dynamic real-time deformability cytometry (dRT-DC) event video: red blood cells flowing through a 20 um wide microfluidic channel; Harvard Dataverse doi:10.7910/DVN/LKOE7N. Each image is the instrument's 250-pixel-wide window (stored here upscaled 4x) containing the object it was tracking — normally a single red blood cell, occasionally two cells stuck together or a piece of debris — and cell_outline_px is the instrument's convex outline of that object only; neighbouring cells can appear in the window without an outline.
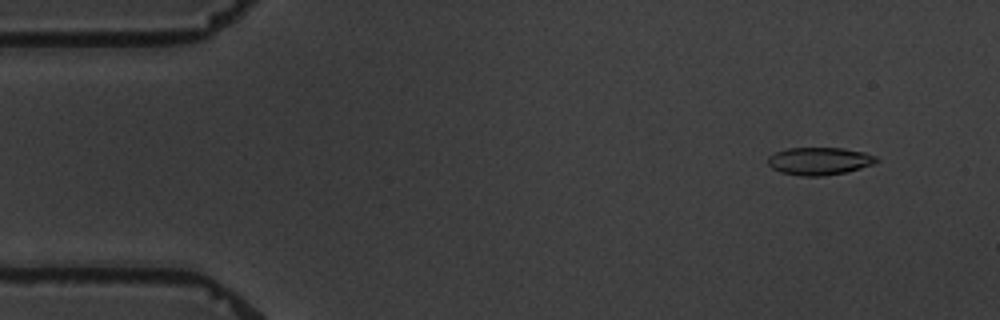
{"species": "common noctule bat (a hibernating species)", "species_latin": "Nyctalus noctula", "temperature_condition": "warm", "stored_images_in_passage": 5, "camera_frame_rate_fps": 3000, "um_per_image_px": 0.085, "animal": {"sex": "male", "body_mass_g": 19.5, "forearm_length_mm": 54.6}, "frame": {"image": 1, "passage_image": 2, "time_ms": 1.333, "image_size_px": [1000, 320], "cell_outline_px": [[880, 160], [872, 164], [860, 168], [844, 172], [824, 176], [800, 176], [780, 172], [772, 168], [768, 164], [768, 156], [776, 152], [788, 148], [844, 148], [864, 152], [876, 156]], "centroid_in_image_um": [69.63, 13.69], "position_along_channel_um": 15.4, "area_um2": 17.46}}
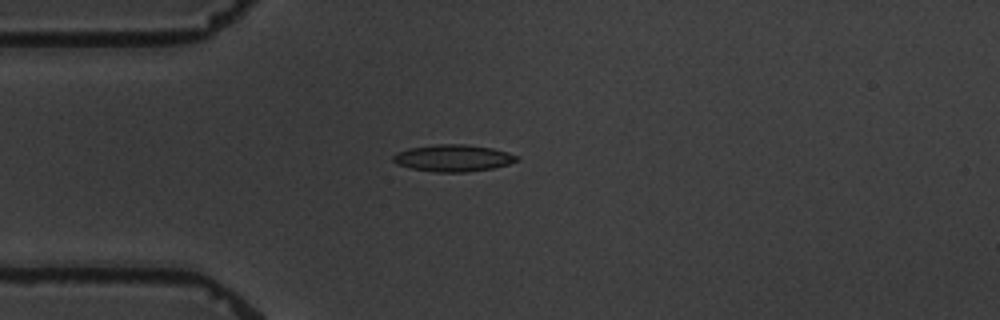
{"frame": {"image": 2, "passage_image": 5, "time_ms": 4.667, "image_size_px": [1000, 320], "cell_outline_px": [[520, 160], [508, 164], [492, 168], [468, 172], [432, 172], [412, 168], [396, 164], [392, 160], [392, 156], [396, 152], [408, 148], [436, 144], [464, 144], [492, 148], [520, 156]], "centroid_in_image_um": [38.5, 13.43], "position_along_channel_um": 46.5, "area_um2": 19.48}}